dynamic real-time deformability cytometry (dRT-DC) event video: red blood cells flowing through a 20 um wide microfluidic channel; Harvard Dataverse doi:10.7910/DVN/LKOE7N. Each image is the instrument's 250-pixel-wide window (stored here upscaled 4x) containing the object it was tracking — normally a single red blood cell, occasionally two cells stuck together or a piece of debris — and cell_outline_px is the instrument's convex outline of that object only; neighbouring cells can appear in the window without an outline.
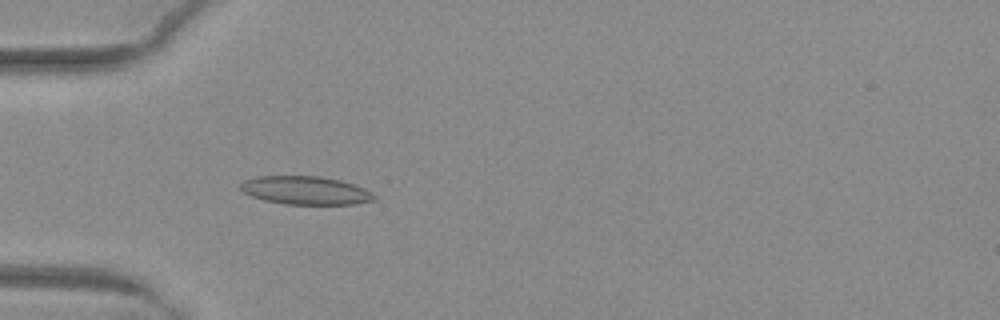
{"species": "common noctule bat (a hibernating species)", "species_latin": "Nyctalus noctula", "temperature_condition": "warm", "stored_images_in_passage": 51, "camera_frame_rate_fps": 3000, "um_per_image_px": 0.085, "animal": {"sex": "female", "body_mass_g": 29.2, "forearm_length_mm": 56.3}, "frame": {"image": 1, "passage_image": 16, "time_ms": 5.0, "image_size_px": [1000, 320], "cell_outline_px": [[376, 200], [356, 204], [284, 204], [264, 200], [252, 196], [244, 192], [240, 188], [240, 184], [244, 180], [256, 176], [320, 176], [340, 180], [364, 188], [372, 192], [376, 196]], "centroid_in_image_um": [25.98, 16.18], "position_along_channel_um": 59.0, "area_um2": 22.08}}
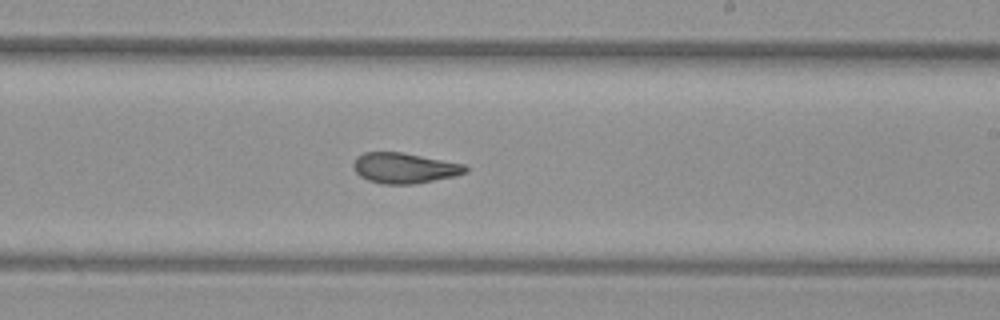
{"frame": {"image": 2, "passage_image": 31, "time_ms": 10.0, "image_size_px": [1000, 320], "cell_outline_px": [[468, 172], [456, 176], [412, 184], [380, 184], [368, 180], [360, 176], [352, 168], [352, 164], [356, 156], [364, 152], [404, 152], [464, 164], [468, 168]], "centroid_in_image_um": [34.36, 14.28], "position_along_channel_um": 254.6, "area_um2": 20.11}}
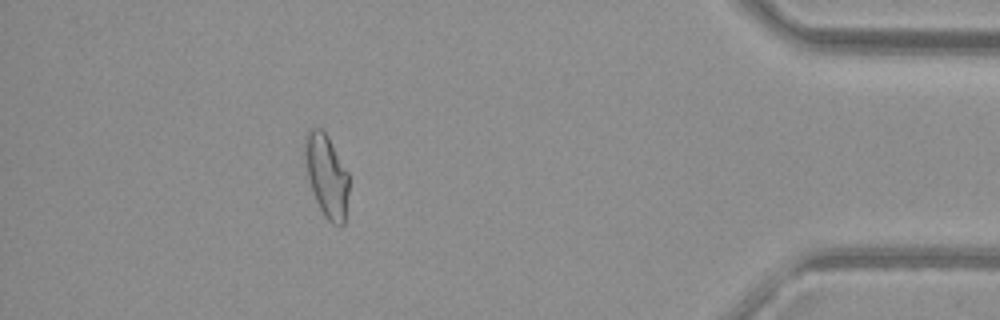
{"frame": {"image": 3, "passage_image": 46, "time_ms": 15.0, "image_size_px": [1000, 320], "cell_outline_px": [[348, 192], [344, 224], [340, 228], [332, 224], [324, 216], [316, 200], [308, 180], [304, 164], [304, 136], [308, 128], [320, 128], [328, 136], [348, 172]], "centroid_in_image_um": [27.73, 14.92], "position_along_channel_um": 407.5, "area_um2": 21.5}, "authors_computed_cell_mechanics": {"area_um2": 21.1548, "velocity_mm_per_s": 4.0309, "shape_relaxation_time_tau1_ms": null, "shape_relaxation_time_tau2_ms": 1.6947, "deformation_change_tau1": null, "deformation_change_tau2": 0.0764}}